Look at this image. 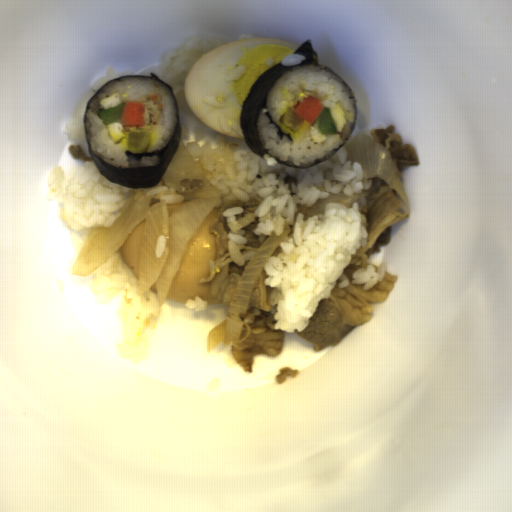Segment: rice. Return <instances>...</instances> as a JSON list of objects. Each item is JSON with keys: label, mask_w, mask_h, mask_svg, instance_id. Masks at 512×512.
<instances>
[{"label": "rice", "mask_w": 512, "mask_h": 512, "mask_svg": "<svg viewBox=\"0 0 512 512\" xmlns=\"http://www.w3.org/2000/svg\"><path fill=\"white\" fill-rule=\"evenodd\" d=\"M387 274V265L382 262L374 265L368 261L366 268H358L353 271L351 284L363 285V290L370 291L378 282L384 279Z\"/></svg>", "instance_id": "7"}, {"label": "rice", "mask_w": 512, "mask_h": 512, "mask_svg": "<svg viewBox=\"0 0 512 512\" xmlns=\"http://www.w3.org/2000/svg\"><path fill=\"white\" fill-rule=\"evenodd\" d=\"M167 237L165 235H159L155 246V256L157 259H161L166 250Z\"/></svg>", "instance_id": "10"}, {"label": "rice", "mask_w": 512, "mask_h": 512, "mask_svg": "<svg viewBox=\"0 0 512 512\" xmlns=\"http://www.w3.org/2000/svg\"><path fill=\"white\" fill-rule=\"evenodd\" d=\"M145 195L153 196L154 199H160L161 202H165L167 205L180 204L184 200L183 195L178 194L172 188L165 187L164 185L150 188Z\"/></svg>", "instance_id": "8"}, {"label": "rice", "mask_w": 512, "mask_h": 512, "mask_svg": "<svg viewBox=\"0 0 512 512\" xmlns=\"http://www.w3.org/2000/svg\"><path fill=\"white\" fill-rule=\"evenodd\" d=\"M322 98L325 106L335 102L342 105L346 112L348 123L343 133L327 135L328 139L322 144L312 142L310 127L305 120L300 129L291 130L280 122V117L287 108L294 107L306 95ZM351 90L334 73L325 67L315 64L294 66L283 72L269 89L266 96V107L272 120L280 127L283 135L280 140L278 128L270 123L266 111L261 108L257 117L259 138L265 149L272 156L279 157L280 161H291L300 167H309L316 160H325L334 155L339 145H343L349 138L356 119L355 97L350 98Z\"/></svg>", "instance_id": "2"}, {"label": "rice", "mask_w": 512, "mask_h": 512, "mask_svg": "<svg viewBox=\"0 0 512 512\" xmlns=\"http://www.w3.org/2000/svg\"><path fill=\"white\" fill-rule=\"evenodd\" d=\"M229 44L215 37L193 35L166 51L158 78L169 84L179 109L180 142L187 149L209 182L220 189L212 208H222L228 200L249 202L260 198L249 214L232 206L222 216L229 226L228 251L237 266L246 258L240 246L248 243L244 226L258 217L254 229L258 242L272 234L291 230L276 247L262 269L268 275L264 284L280 290L274 311L275 331L302 332L310 323L322 299L329 298L334 286L351 282L346 267L360 247H366L369 224L361 206L327 203L321 214L304 219L302 207H311L331 193L353 195L372 188L373 178L365 180L362 167L347 157L345 145L311 168H291L265 154L261 158L247 145L245 138L227 136L205 124L189 107L185 92L192 65L205 53Z\"/></svg>", "instance_id": "1"}, {"label": "rice", "mask_w": 512, "mask_h": 512, "mask_svg": "<svg viewBox=\"0 0 512 512\" xmlns=\"http://www.w3.org/2000/svg\"><path fill=\"white\" fill-rule=\"evenodd\" d=\"M185 306L194 312L204 311L207 309V301H204L201 297L197 296L195 299L189 298L186 301Z\"/></svg>", "instance_id": "9"}, {"label": "rice", "mask_w": 512, "mask_h": 512, "mask_svg": "<svg viewBox=\"0 0 512 512\" xmlns=\"http://www.w3.org/2000/svg\"><path fill=\"white\" fill-rule=\"evenodd\" d=\"M306 57L304 54H290L284 57L280 62L282 65H293V64H299L302 60H304Z\"/></svg>", "instance_id": "11"}, {"label": "rice", "mask_w": 512, "mask_h": 512, "mask_svg": "<svg viewBox=\"0 0 512 512\" xmlns=\"http://www.w3.org/2000/svg\"><path fill=\"white\" fill-rule=\"evenodd\" d=\"M166 186L164 178L152 188ZM151 188H129L107 180L94 161L69 170L51 169L44 194L58 203V216L72 231L113 224L124 210Z\"/></svg>", "instance_id": "4"}, {"label": "rice", "mask_w": 512, "mask_h": 512, "mask_svg": "<svg viewBox=\"0 0 512 512\" xmlns=\"http://www.w3.org/2000/svg\"><path fill=\"white\" fill-rule=\"evenodd\" d=\"M125 75H135L133 72L123 71L117 72L115 66L107 67L105 75L95 80L91 86V89L84 100L75 108L71 120L66 123L64 128V134L69 136L70 142L74 145H79L82 152L86 156L91 157L85 134L84 116L88 101L91 97L110 79L117 78ZM92 158V157H91Z\"/></svg>", "instance_id": "6"}, {"label": "rice", "mask_w": 512, "mask_h": 512, "mask_svg": "<svg viewBox=\"0 0 512 512\" xmlns=\"http://www.w3.org/2000/svg\"><path fill=\"white\" fill-rule=\"evenodd\" d=\"M120 93L121 104L125 102L144 103L143 126H126L130 129H149L150 146L147 152L162 151L170 142L177 125V109L174 95L165 83L148 77H122L113 80L103 87L90 101V109L86 114L87 139L93 153L105 163L119 167H145L156 166L161 163L157 155L142 156L136 160L135 156H126L128 136L120 143H114L108 133L107 125L99 118L103 111L99 101L111 94ZM159 95L155 104L148 98L150 95Z\"/></svg>", "instance_id": "3"}, {"label": "rice", "mask_w": 512, "mask_h": 512, "mask_svg": "<svg viewBox=\"0 0 512 512\" xmlns=\"http://www.w3.org/2000/svg\"><path fill=\"white\" fill-rule=\"evenodd\" d=\"M90 289L108 297L123 295L129 314L143 326L155 328L162 305L158 295L150 290L140 297V280L133 274L119 248L97 269L92 271Z\"/></svg>", "instance_id": "5"}]
</instances>
